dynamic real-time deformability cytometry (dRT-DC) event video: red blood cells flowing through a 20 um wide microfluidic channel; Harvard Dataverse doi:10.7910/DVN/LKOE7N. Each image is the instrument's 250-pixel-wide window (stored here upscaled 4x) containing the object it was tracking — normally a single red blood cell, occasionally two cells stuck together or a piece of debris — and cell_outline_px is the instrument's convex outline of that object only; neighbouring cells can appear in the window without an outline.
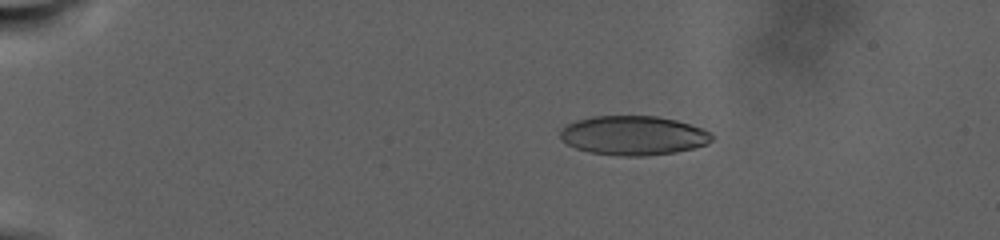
{"species": "human", "species_latin": "Homo sapiens", "temperature_condition": "warm", "stored_images_in_passage": 73, "camera_frame_rate_fps": 3000, "um_per_image_px": 0.085, "donor": {"sex": "male"}, "frame": {"image": 1, "passage_image": 13, "time_ms": 6.667, "image_size_px": [1000, 240], "cell_outline_px": [[712, 140], [708, 144], [676, 152], [644, 156], [620, 156], [588, 152], [576, 148], [568, 144], [560, 136], [560, 128], [564, 124], [576, 120], [592, 116], [656, 116], [676, 120], [712, 132]], "centroid_in_image_um": [53.81, 11.51], "position_along_channel_um": 31.2, "area_um2": 34.8}}
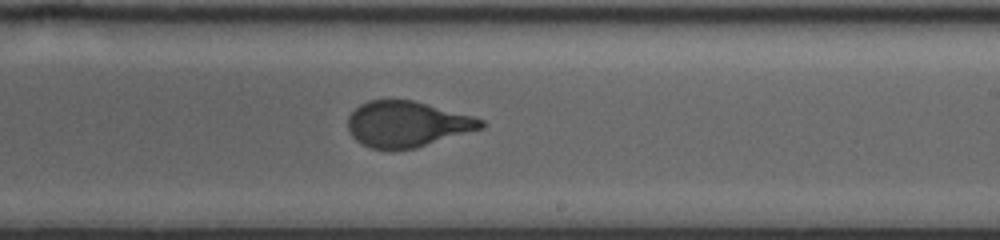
{"frame": {"image": 2, "passage_image": 46, "time_ms": 21.0, "image_size_px": [1000, 240], "cell_outline_px": [[484, 128], [416, 148], [392, 152], [372, 148], [360, 144], [352, 136], [348, 128], [348, 116], [360, 104], [368, 100], [412, 100], [476, 116], [484, 120]], "centroid_in_image_um": [34.61, 10.57], "position_along_channel_um": 254.4, "area_um2": 36.07}}
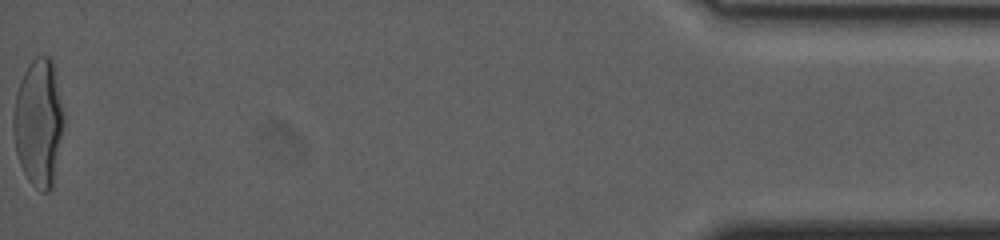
{"frame": {"image": 3, "passage_image": 73, "time_ms": 32.667, "image_size_px": [1000, 240], "cell_outline_px": [[64, 124], [52, 188], [48, 192], [40, 192], [28, 180], [20, 164], [16, 152], [12, 132], [12, 116], [16, 92], [20, 80], [28, 64], [36, 56], [52, 56], [64, 116]], "centroid_in_image_um": [3.26, 10.42], "position_along_channel_um": 431.9, "area_um2": 37.8}}